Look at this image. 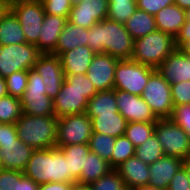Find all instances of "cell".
<instances>
[{
	"label": "cell",
	"instance_id": "7a4b0ae2",
	"mask_svg": "<svg viewBox=\"0 0 190 190\" xmlns=\"http://www.w3.org/2000/svg\"><path fill=\"white\" fill-rule=\"evenodd\" d=\"M24 175L37 184L49 182L73 183L77 179L68 171V161L57 148L33 150L23 171Z\"/></svg>",
	"mask_w": 190,
	"mask_h": 190
},
{
	"label": "cell",
	"instance_id": "8992f818",
	"mask_svg": "<svg viewBox=\"0 0 190 190\" xmlns=\"http://www.w3.org/2000/svg\"><path fill=\"white\" fill-rule=\"evenodd\" d=\"M33 149L17 136L15 124L0 126V166L2 169L24 171Z\"/></svg>",
	"mask_w": 190,
	"mask_h": 190
},
{
	"label": "cell",
	"instance_id": "6da1fadb",
	"mask_svg": "<svg viewBox=\"0 0 190 190\" xmlns=\"http://www.w3.org/2000/svg\"><path fill=\"white\" fill-rule=\"evenodd\" d=\"M87 45L96 53H106L118 59H131L134 40L124 24L101 20L88 29Z\"/></svg>",
	"mask_w": 190,
	"mask_h": 190
},
{
	"label": "cell",
	"instance_id": "e0dca14e",
	"mask_svg": "<svg viewBox=\"0 0 190 190\" xmlns=\"http://www.w3.org/2000/svg\"><path fill=\"white\" fill-rule=\"evenodd\" d=\"M108 16V0H83L74 4L68 21L76 26L90 29Z\"/></svg>",
	"mask_w": 190,
	"mask_h": 190
},
{
	"label": "cell",
	"instance_id": "7c38bea8",
	"mask_svg": "<svg viewBox=\"0 0 190 190\" xmlns=\"http://www.w3.org/2000/svg\"><path fill=\"white\" fill-rule=\"evenodd\" d=\"M141 97L158 119L171 117L174 109L171 87L159 71L150 76Z\"/></svg>",
	"mask_w": 190,
	"mask_h": 190
},
{
	"label": "cell",
	"instance_id": "3957f363",
	"mask_svg": "<svg viewBox=\"0 0 190 190\" xmlns=\"http://www.w3.org/2000/svg\"><path fill=\"white\" fill-rule=\"evenodd\" d=\"M64 76L61 89L53 100L57 118L85 113L88 101L98 92L86 74Z\"/></svg>",
	"mask_w": 190,
	"mask_h": 190
},
{
	"label": "cell",
	"instance_id": "680465c9",
	"mask_svg": "<svg viewBox=\"0 0 190 190\" xmlns=\"http://www.w3.org/2000/svg\"><path fill=\"white\" fill-rule=\"evenodd\" d=\"M83 0H71V2H72V4L74 5V4H78V3H80V2H82Z\"/></svg>",
	"mask_w": 190,
	"mask_h": 190
},
{
	"label": "cell",
	"instance_id": "d590c367",
	"mask_svg": "<svg viewBox=\"0 0 190 190\" xmlns=\"http://www.w3.org/2000/svg\"><path fill=\"white\" fill-rule=\"evenodd\" d=\"M5 79L8 95L21 99L26 91L28 82V70L13 72Z\"/></svg>",
	"mask_w": 190,
	"mask_h": 190
},
{
	"label": "cell",
	"instance_id": "db71d44e",
	"mask_svg": "<svg viewBox=\"0 0 190 190\" xmlns=\"http://www.w3.org/2000/svg\"><path fill=\"white\" fill-rule=\"evenodd\" d=\"M182 167L185 169L187 176H188V180L190 182V158L189 159H185L183 161V165Z\"/></svg>",
	"mask_w": 190,
	"mask_h": 190
},
{
	"label": "cell",
	"instance_id": "11a10c76",
	"mask_svg": "<svg viewBox=\"0 0 190 190\" xmlns=\"http://www.w3.org/2000/svg\"><path fill=\"white\" fill-rule=\"evenodd\" d=\"M130 190H159V189H156L155 187H152L150 185H143V186L134 187Z\"/></svg>",
	"mask_w": 190,
	"mask_h": 190
},
{
	"label": "cell",
	"instance_id": "bcb514c9",
	"mask_svg": "<svg viewBox=\"0 0 190 190\" xmlns=\"http://www.w3.org/2000/svg\"><path fill=\"white\" fill-rule=\"evenodd\" d=\"M39 184L24 174L17 180L16 190H38Z\"/></svg>",
	"mask_w": 190,
	"mask_h": 190
},
{
	"label": "cell",
	"instance_id": "52a82bcc",
	"mask_svg": "<svg viewBox=\"0 0 190 190\" xmlns=\"http://www.w3.org/2000/svg\"><path fill=\"white\" fill-rule=\"evenodd\" d=\"M156 70L131 59L119 60L114 73V89L141 96L150 76Z\"/></svg>",
	"mask_w": 190,
	"mask_h": 190
},
{
	"label": "cell",
	"instance_id": "83f0119b",
	"mask_svg": "<svg viewBox=\"0 0 190 190\" xmlns=\"http://www.w3.org/2000/svg\"><path fill=\"white\" fill-rule=\"evenodd\" d=\"M111 170L112 168L107 161L102 159L97 153L90 151L85 158L84 167L77 181L91 184L108 174Z\"/></svg>",
	"mask_w": 190,
	"mask_h": 190
},
{
	"label": "cell",
	"instance_id": "ac0fdd59",
	"mask_svg": "<svg viewBox=\"0 0 190 190\" xmlns=\"http://www.w3.org/2000/svg\"><path fill=\"white\" fill-rule=\"evenodd\" d=\"M169 83L190 81V57L176 48L157 68Z\"/></svg>",
	"mask_w": 190,
	"mask_h": 190
},
{
	"label": "cell",
	"instance_id": "b9f144b4",
	"mask_svg": "<svg viewBox=\"0 0 190 190\" xmlns=\"http://www.w3.org/2000/svg\"><path fill=\"white\" fill-rule=\"evenodd\" d=\"M22 171L1 169L0 190H16L17 180L23 175Z\"/></svg>",
	"mask_w": 190,
	"mask_h": 190
},
{
	"label": "cell",
	"instance_id": "2e32d148",
	"mask_svg": "<svg viewBox=\"0 0 190 190\" xmlns=\"http://www.w3.org/2000/svg\"><path fill=\"white\" fill-rule=\"evenodd\" d=\"M119 60L106 53L94 55L86 75L98 92L114 89V73Z\"/></svg>",
	"mask_w": 190,
	"mask_h": 190
},
{
	"label": "cell",
	"instance_id": "f35d334b",
	"mask_svg": "<svg viewBox=\"0 0 190 190\" xmlns=\"http://www.w3.org/2000/svg\"><path fill=\"white\" fill-rule=\"evenodd\" d=\"M42 2L44 11L50 15H57L66 17L68 19L69 13L72 9L71 0H39Z\"/></svg>",
	"mask_w": 190,
	"mask_h": 190
},
{
	"label": "cell",
	"instance_id": "5bb4252c",
	"mask_svg": "<svg viewBox=\"0 0 190 190\" xmlns=\"http://www.w3.org/2000/svg\"><path fill=\"white\" fill-rule=\"evenodd\" d=\"M115 99L119 113L127 122L156 123L158 121V118L141 96L115 89Z\"/></svg>",
	"mask_w": 190,
	"mask_h": 190
},
{
	"label": "cell",
	"instance_id": "681fc988",
	"mask_svg": "<svg viewBox=\"0 0 190 190\" xmlns=\"http://www.w3.org/2000/svg\"><path fill=\"white\" fill-rule=\"evenodd\" d=\"M71 190H92L90 184L75 181L71 183Z\"/></svg>",
	"mask_w": 190,
	"mask_h": 190
},
{
	"label": "cell",
	"instance_id": "484cf974",
	"mask_svg": "<svg viewBox=\"0 0 190 190\" xmlns=\"http://www.w3.org/2000/svg\"><path fill=\"white\" fill-rule=\"evenodd\" d=\"M23 43H26V39L22 27L14 13L7 9L0 18V45Z\"/></svg>",
	"mask_w": 190,
	"mask_h": 190
},
{
	"label": "cell",
	"instance_id": "74e56055",
	"mask_svg": "<svg viewBox=\"0 0 190 190\" xmlns=\"http://www.w3.org/2000/svg\"><path fill=\"white\" fill-rule=\"evenodd\" d=\"M90 186L92 190H127L125 182L115 169L91 183Z\"/></svg>",
	"mask_w": 190,
	"mask_h": 190
},
{
	"label": "cell",
	"instance_id": "cb8c5ba5",
	"mask_svg": "<svg viewBox=\"0 0 190 190\" xmlns=\"http://www.w3.org/2000/svg\"><path fill=\"white\" fill-rule=\"evenodd\" d=\"M88 29L81 26H76L67 21L64 25L63 31L59 36L56 49L52 52L60 56L64 52L75 49L79 46H87Z\"/></svg>",
	"mask_w": 190,
	"mask_h": 190
},
{
	"label": "cell",
	"instance_id": "7bdbcfd3",
	"mask_svg": "<svg viewBox=\"0 0 190 190\" xmlns=\"http://www.w3.org/2000/svg\"><path fill=\"white\" fill-rule=\"evenodd\" d=\"M137 8L155 15L161 9L175 4L174 0H136Z\"/></svg>",
	"mask_w": 190,
	"mask_h": 190
},
{
	"label": "cell",
	"instance_id": "9f6ffc18",
	"mask_svg": "<svg viewBox=\"0 0 190 190\" xmlns=\"http://www.w3.org/2000/svg\"><path fill=\"white\" fill-rule=\"evenodd\" d=\"M6 10H7V8H6L5 4L0 0V18L6 12Z\"/></svg>",
	"mask_w": 190,
	"mask_h": 190
},
{
	"label": "cell",
	"instance_id": "d4e9b609",
	"mask_svg": "<svg viewBox=\"0 0 190 190\" xmlns=\"http://www.w3.org/2000/svg\"><path fill=\"white\" fill-rule=\"evenodd\" d=\"M88 117L91 119L93 132L102 133L115 138L124 135L128 123L119 112Z\"/></svg>",
	"mask_w": 190,
	"mask_h": 190
},
{
	"label": "cell",
	"instance_id": "30bf717a",
	"mask_svg": "<svg viewBox=\"0 0 190 190\" xmlns=\"http://www.w3.org/2000/svg\"><path fill=\"white\" fill-rule=\"evenodd\" d=\"M41 52L29 43L0 45V76L6 78L13 72L33 69Z\"/></svg>",
	"mask_w": 190,
	"mask_h": 190
},
{
	"label": "cell",
	"instance_id": "6f0895ef",
	"mask_svg": "<svg viewBox=\"0 0 190 190\" xmlns=\"http://www.w3.org/2000/svg\"><path fill=\"white\" fill-rule=\"evenodd\" d=\"M108 2L122 3V2H136V0H108Z\"/></svg>",
	"mask_w": 190,
	"mask_h": 190
},
{
	"label": "cell",
	"instance_id": "f5cc1de1",
	"mask_svg": "<svg viewBox=\"0 0 190 190\" xmlns=\"http://www.w3.org/2000/svg\"><path fill=\"white\" fill-rule=\"evenodd\" d=\"M174 3L184 10L190 8V0H174Z\"/></svg>",
	"mask_w": 190,
	"mask_h": 190
},
{
	"label": "cell",
	"instance_id": "9a60e30c",
	"mask_svg": "<svg viewBox=\"0 0 190 190\" xmlns=\"http://www.w3.org/2000/svg\"><path fill=\"white\" fill-rule=\"evenodd\" d=\"M33 69L43 78L46 94L54 100L65 79L59 56L52 53H41Z\"/></svg>",
	"mask_w": 190,
	"mask_h": 190
},
{
	"label": "cell",
	"instance_id": "60d3db41",
	"mask_svg": "<svg viewBox=\"0 0 190 190\" xmlns=\"http://www.w3.org/2000/svg\"><path fill=\"white\" fill-rule=\"evenodd\" d=\"M170 119L179 125L190 139V104L174 106Z\"/></svg>",
	"mask_w": 190,
	"mask_h": 190
},
{
	"label": "cell",
	"instance_id": "277c9868",
	"mask_svg": "<svg viewBox=\"0 0 190 190\" xmlns=\"http://www.w3.org/2000/svg\"><path fill=\"white\" fill-rule=\"evenodd\" d=\"M58 118L51 116H31L22 113L15 127L18 138L33 150L56 147Z\"/></svg>",
	"mask_w": 190,
	"mask_h": 190
},
{
	"label": "cell",
	"instance_id": "c3c4849f",
	"mask_svg": "<svg viewBox=\"0 0 190 190\" xmlns=\"http://www.w3.org/2000/svg\"><path fill=\"white\" fill-rule=\"evenodd\" d=\"M7 9H11L12 7L22 4V3H29V2H35L38 0H1Z\"/></svg>",
	"mask_w": 190,
	"mask_h": 190
},
{
	"label": "cell",
	"instance_id": "5b68a950",
	"mask_svg": "<svg viewBox=\"0 0 190 190\" xmlns=\"http://www.w3.org/2000/svg\"><path fill=\"white\" fill-rule=\"evenodd\" d=\"M176 48L172 35L156 30L134 40L131 60L157 69Z\"/></svg>",
	"mask_w": 190,
	"mask_h": 190
},
{
	"label": "cell",
	"instance_id": "836d02e7",
	"mask_svg": "<svg viewBox=\"0 0 190 190\" xmlns=\"http://www.w3.org/2000/svg\"><path fill=\"white\" fill-rule=\"evenodd\" d=\"M155 133V123L128 122L124 135L135 147L140 146Z\"/></svg>",
	"mask_w": 190,
	"mask_h": 190
},
{
	"label": "cell",
	"instance_id": "ab89813d",
	"mask_svg": "<svg viewBox=\"0 0 190 190\" xmlns=\"http://www.w3.org/2000/svg\"><path fill=\"white\" fill-rule=\"evenodd\" d=\"M170 87L174 106L190 104V81L172 83Z\"/></svg>",
	"mask_w": 190,
	"mask_h": 190
},
{
	"label": "cell",
	"instance_id": "44dd1931",
	"mask_svg": "<svg viewBox=\"0 0 190 190\" xmlns=\"http://www.w3.org/2000/svg\"><path fill=\"white\" fill-rule=\"evenodd\" d=\"M115 170L125 182L127 190L149 184V165L138 159L136 156L128 158Z\"/></svg>",
	"mask_w": 190,
	"mask_h": 190
},
{
	"label": "cell",
	"instance_id": "f1b7e54d",
	"mask_svg": "<svg viewBox=\"0 0 190 190\" xmlns=\"http://www.w3.org/2000/svg\"><path fill=\"white\" fill-rule=\"evenodd\" d=\"M118 107L115 99V89L97 92L87 104L86 114L98 116L99 114L117 113Z\"/></svg>",
	"mask_w": 190,
	"mask_h": 190
},
{
	"label": "cell",
	"instance_id": "f6af8a7d",
	"mask_svg": "<svg viewBox=\"0 0 190 190\" xmlns=\"http://www.w3.org/2000/svg\"><path fill=\"white\" fill-rule=\"evenodd\" d=\"M185 24L175 38L176 47L179 48L185 41L190 39V8L185 10Z\"/></svg>",
	"mask_w": 190,
	"mask_h": 190
},
{
	"label": "cell",
	"instance_id": "4dcf8cb0",
	"mask_svg": "<svg viewBox=\"0 0 190 190\" xmlns=\"http://www.w3.org/2000/svg\"><path fill=\"white\" fill-rule=\"evenodd\" d=\"M164 155L162 146L155 133L135 149V156L148 165L161 159Z\"/></svg>",
	"mask_w": 190,
	"mask_h": 190
},
{
	"label": "cell",
	"instance_id": "e575fe53",
	"mask_svg": "<svg viewBox=\"0 0 190 190\" xmlns=\"http://www.w3.org/2000/svg\"><path fill=\"white\" fill-rule=\"evenodd\" d=\"M135 149L136 147L125 135L117 137L111 156V168L116 169L128 158L135 156Z\"/></svg>",
	"mask_w": 190,
	"mask_h": 190
},
{
	"label": "cell",
	"instance_id": "7dc6e473",
	"mask_svg": "<svg viewBox=\"0 0 190 190\" xmlns=\"http://www.w3.org/2000/svg\"><path fill=\"white\" fill-rule=\"evenodd\" d=\"M38 190H71V184L61 182H49L40 184Z\"/></svg>",
	"mask_w": 190,
	"mask_h": 190
},
{
	"label": "cell",
	"instance_id": "d6a6232c",
	"mask_svg": "<svg viewBox=\"0 0 190 190\" xmlns=\"http://www.w3.org/2000/svg\"><path fill=\"white\" fill-rule=\"evenodd\" d=\"M21 99L6 95L0 98V123L15 124L21 117Z\"/></svg>",
	"mask_w": 190,
	"mask_h": 190
},
{
	"label": "cell",
	"instance_id": "4316f807",
	"mask_svg": "<svg viewBox=\"0 0 190 190\" xmlns=\"http://www.w3.org/2000/svg\"><path fill=\"white\" fill-rule=\"evenodd\" d=\"M124 26L133 40L157 30L155 16L139 8L128 18Z\"/></svg>",
	"mask_w": 190,
	"mask_h": 190
},
{
	"label": "cell",
	"instance_id": "1f68e13d",
	"mask_svg": "<svg viewBox=\"0 0 190 190\" xmlns=\"http://www.w3.org/2000/svg\"><path fill=\"white\" fill-rule=\"evenodd\" d=\"M115 141V137L92 132L88 145L92 152L97 153L102 159L107 161L111 167V156Z\"/></svg>",
	"mask_w": 190,
	"mask_h": 190
},
{
	"label": "cell",
	"instance_id": "ffe728a7",
	"mask_svg": "<svg viewBox=\"0 0 190 190\" xmlns=\"http://www.w3.org/2000/svg\"><path fill=\"white\" fill-rule=\"evenodd\" d=\"M67 21L66 17L45 13L38 39V50L41 53H52L56 49L59 36Z\"/></svg>",
	"mask_w": 190,
	"mask_h": 190
},
{
	"label": "cell",
	"instance_id": "816d5d0a",
	"mask_svg": "<svg viewBox=\"0 0 190 190\" xmlns=\"http://www.w3.org/2000/svg\"><path fill=\"white\" fill-rule=\"evenodd\" d=\"M179 49L186 55L190 57V39L185 41Z\"/></svg>",
	"mask_w": 190,
	"mask_h": 190
},
{
	"label": "cell",
	"instance_id": "ba28073f",
	"mask_svg": "<svg viewBox=\"0 0 190 190\" xmlns=\"http://www.w3.org/2000/svg\"><path fill=\"white\" fill-rule=\"evenodd\" d=\"M22 113L31 116H51L54 102L47 94L43 78L34 69L28 70L26 91L21 98Z\"/></svg>",
	"mask_w": 190,
	"mask_h": 190
},
{
	"label": "cell",
	"instance_id": "d6986e66",
	"mask_svg": "<svg viewBox=\"0 0 190 190\" xmlns=\"http://www.w3.org/2000/svg\"><path fill=\"white\" fill-rule=\"evenodd\" d=\"M180 158L164 155L161 159L149 165V184L159 190H167L173 176L182 167Z\"/></svg>",
	"mask_w": 190,
	"mask_h": 190
},
{
	"label": "cell",
	"instance_id": "8fae6325",
	"mask_svg": "<svg viewBox=\"0 0 190 190\" xmlns=\"http://www.w3.org/2000/svg\"><path fill=\"white\" fill-rule=\"evenodd\" d=\"M92 132V122L86 113L62 116L57 121L56 147L88 144Z\"/></svg>",
	"mask_w": 190,
	"mask_h": 190
},
{
	"label": "cell",
	"instance_id": "f907efd6",
	"mask_svg": "<svg viewBox=\"0 0 190 190\" xmlns=\"http://www.w3.org/2000/svg\"><path fill=\"white\" fill-rule=\"evenodd\" d=\"M8 95L5 79L0 76V98Z\"/></svg>",
	"mask_w": 190,
	"mask_h": 190
},
{
	"label": "cell",
	"instance_id": "f546056e",
	"mask_svg": "<svg viewBox=\"0 0 190 190\" xmlns=\"http://www.w3.org/2000/svg\"><path fill=\"white\" fill-rule=\"evenodd\" d=\"M68 161V171L78 179L82 168L84 167L85 158L91 151L88 144H72L63 147H57Z\"/></svg>",
	"mask_w": 190,
	"mask_h": 190
},
{
	"label": "cell",
	"instance_id": "7402d4cb",
	"mask_svg": "<svg viewBox=\"0 0 190 190\" xmlns=\"http://www.w3.org/2000/svg\"><path fill=\"white\" fill-rule=\"evenodd\" d=\"M95 54L88 45L61 54L59 58L64 75L86 74Z\"/></svg>",
	"mask_w": 190,
	"mask_h": 190
},
{
	"label": "cell",
	"instance_id": "4fadbf2b",
	"mask_svg": "<svg viewBox=\"0 0 190 190\" xmlns=\"http://www.w3.org/2000/svg\"><path fill=\"white\" fill-rule=\"evenodd\" d=\"M18 19L26 42L38 48L39 32L44 21L45 11L42 2L22 3L10 9Z\"/></svg>",
	"mask_w": 190,
	"mask_h": 190
},
{
	"label": "cell",
	"instance_id": "603a6c76",
	"mask_svg": "<svg viewBox=\"0 0 190 190\" xmlns=\"http://www.w3.org/2000/svg\"><path fill=\"white\" fill-rule=\"evenodd\" d=\"M155 16L157 30L172 35L174 38L179 34L185 24V10L173 4L161 9Z\"/></svg>",
	"mask_w": 190,
	"mask_h": 190
},
{
	"label": "cell",
	"instance_id": "9c48e42d",
	"mask_svg": "<svg viewBox=\"0 0 190 190\" xmlns=\"http://www.w3.org/2000/svg\"><path fill=\"white\" fill-rule=\"evenodd\" d=\"M155 134L166 156L182 160L190 158V139L186 132L170 118L158 119Z\"/></svg>",
	"mask_w": 190,
	"mask_h": 190
},
{
	"label": "cell",
	"instance_id": "ee69618b",
	"mask_svg": "<svg viewBox=\"0 0 190 190\" xmlns=\"http://www.w3.org/2000/svg\"><path fill=\"white\" fill-rule=\"evenodd\" d=\"M167 190H190V182L183 167L173 176Z\"/></svg>",
	"mask_w": 190,
	"mask_h": 190
},
{
	"label": "cell",
	"instance_id": "8d00e7d4",
	"mask_svg": "<svg viewBox=\"0 0 190 190\" xmlns=\"http://www.w3.org/2000/svg\"><path fill=\"white\" fill-rule=\"evenodd\" d=\"M137 9V2H108L107 18L124 24Z\"/></svg>",
	"mask_w": 190,
	"mask_h": 190
}]
</instances>
